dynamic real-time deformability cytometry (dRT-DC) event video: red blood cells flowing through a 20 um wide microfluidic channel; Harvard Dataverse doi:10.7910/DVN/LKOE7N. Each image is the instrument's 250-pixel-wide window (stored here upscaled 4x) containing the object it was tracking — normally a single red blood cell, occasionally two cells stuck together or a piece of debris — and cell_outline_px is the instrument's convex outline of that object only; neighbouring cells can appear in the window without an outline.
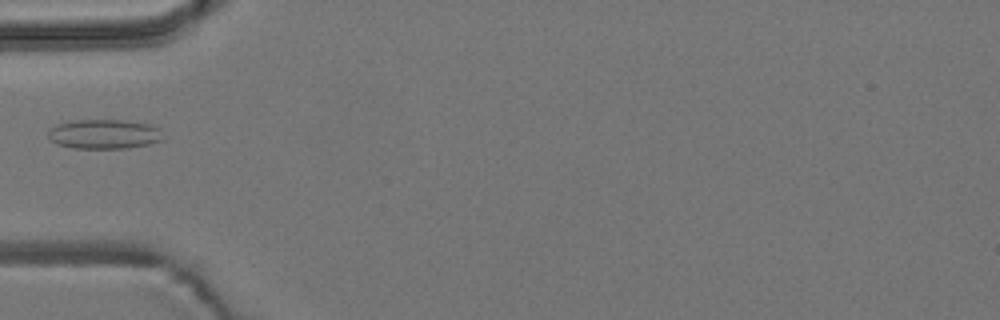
{"species": "common noctule bat (a hibernating species)", "species_latin": "Nyctalus noctula", "temperature_condition": "room temperature", "stored_images_in_passage": 5, "camera_frame_rate_fps": 3000, "um_per_image_px": 0.085, "animal": {"sex": "male", "body_mass_g": 19.2, "forearm_length_mm": 51.8}, "frame": {"image": 1, "passage_image": 5, "time_ms": 1.333, "image_size_px": [1000, 320], "cell_outline_px": [[164, 140], [148, 144], [128, 148], [76, 148], [56, 144], [48, 140], [48, 128], [56, 124], [76, 120], [120, 120], [152, 124], [160, 128]], "centroid_in_image_um": [8.84, 11.39], "position_along_channel_um": 76.2, "area_um2": 20.0}}